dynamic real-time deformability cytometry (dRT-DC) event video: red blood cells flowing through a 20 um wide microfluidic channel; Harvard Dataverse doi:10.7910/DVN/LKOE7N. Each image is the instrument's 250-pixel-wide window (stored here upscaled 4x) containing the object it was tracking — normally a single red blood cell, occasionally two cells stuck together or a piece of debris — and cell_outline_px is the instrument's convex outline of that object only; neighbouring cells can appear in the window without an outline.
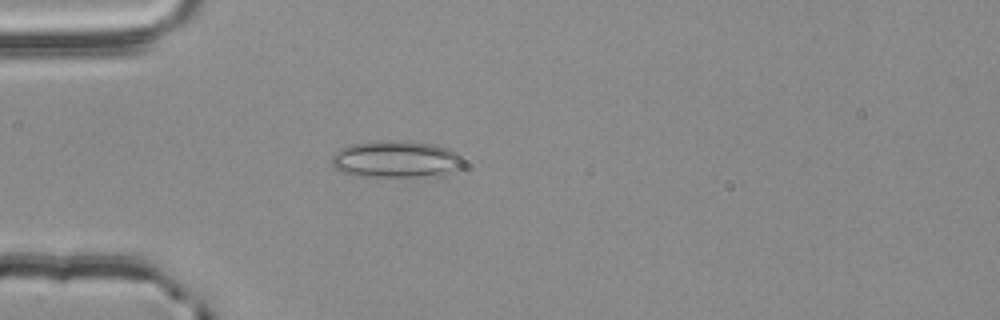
{"species": "common noctule bat (a hibernating species)", "species_latin": "Nyctalus noctula", "temperature_condition": "room temperature", "stored_images_in_passage": 36, "camera_frame_rate_fps": 3000, "um_per_image_px": 0.085, "animal": {"sex": "male", "body_mass_g": 20.4}, "frame": {"image": 1, "passage_image": 2, "time_ms": 0.333, "image_size_px": [1000, 320], "cell_outline_px": [[460, 160], [456, 168], [448, 172], [416, 176], [352, 176], [340, 172], [332, 164], [332, 156], [340, 148], [352, 144], [388, 140], [404, 140], [432, 144], [456, 152], [460, 156]], "centroid_in_image_um": [33.53, 13.52], "position_along_channel_um": 51.5, "area_um2": 27.57}}
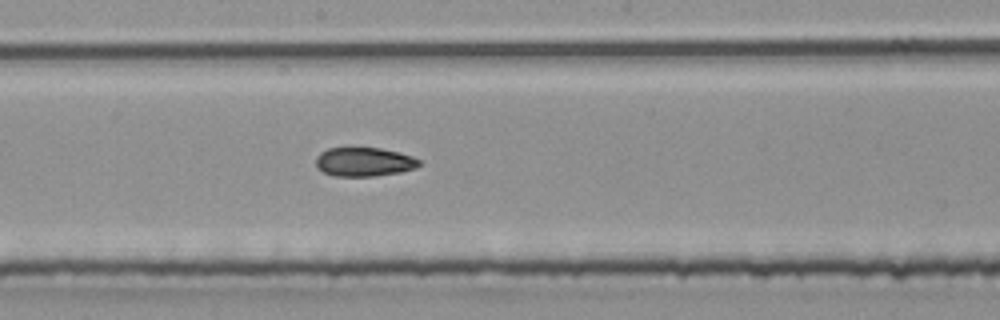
{"frame": {"image": 2, "passage_image": 16, "time_ms": 5.0, "image_size_px": [1000, 320], "cell_outline_px": [[420, 164], [416, 168], [400, 172], [372, 176], [332, 176], [316, 168], [316, 156], [320, 152], [328, 148], [380, 148], [400, 152], [412, 156], [420, 160]], "centroid_in_image_um": [30.93, 13.76], "position_along_channel_um": 217.3, "area_um2": 17.51}}
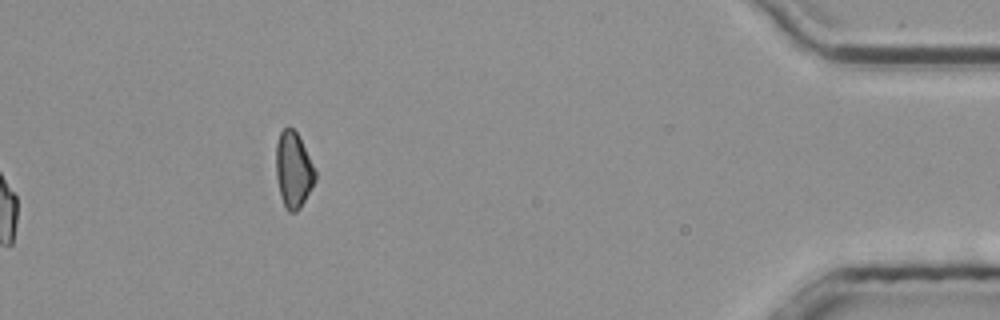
{"frame": {"image": 3, "passage_image": 36, "time_ms": 11.667, "image_size_px": [1000, 320], "cell_outline_px": [[316, 180], [300, 208], [296, 212], [288, 212], [280, 196], [276, 176], [276, 144], [280, 132], [284, 128], [292, 128], [296, 132], [316, 172]], "centroid_in_image_um": [24.92, 14.47], "position_along_channel_um": 410.3, "area_um2": 17.05}, "authors_computed_cell_mechanics": {"area_um2": 18.496, "velocity_mm_per_s": 3.8009, "shape_relaxation_time_tau1_ms": null, "shape_relaxation_time_tau2_ms": 5.2731, "deformation_change_tau1": null, "deformation_change_tau2": 0.0879}}